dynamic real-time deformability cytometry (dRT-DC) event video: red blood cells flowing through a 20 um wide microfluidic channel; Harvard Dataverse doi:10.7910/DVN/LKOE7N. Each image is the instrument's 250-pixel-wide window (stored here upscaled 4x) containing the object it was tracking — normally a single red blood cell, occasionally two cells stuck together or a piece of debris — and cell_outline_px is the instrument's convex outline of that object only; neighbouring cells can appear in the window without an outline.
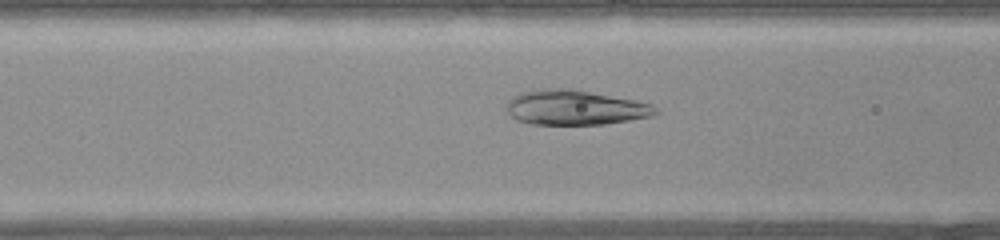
{"species": "common noctule bat (a hibernating species)", "species_latin": "Nyctalus noctula", "temperature_condition": "warm", "stored_images_in_passage": 30, "camera_frame_rate_fps": 3000, "um_per_image_px": 0.085, "animal": {"sex": "female", "body_mass_g": 22.0, "forearm_length_mm": 56.7}, "frame": {"image": 1, "passage_image": 6, "time_ms": 1.667, "image_size_px": [1000, 240], "cell_outline_px": [[660, 112], [652, 116], [604, 124], [532, 124], [516, 120], [504, 108], [508, 100], [512, 96], [520, 92], [544, 88], [572, 88], [636, 100], [652, 104]], "centroid_in_image_um": [48.86, 9.13], "position_along_channel_um": 117.7, "area_um2": 30.52}}
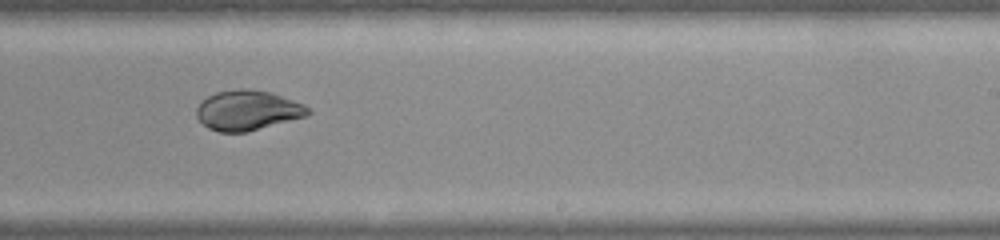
{"frame": {"image": 2, "passage_image": 15, "time_ms": 4.667, "image_size_px": [1000, 240], "cell_outline_px": [[312, 112], [308, 116], [248, 132], [220, 132], [208, 128], [196, 116], [196, 108], [200, 100], [216, 92], [236, 88], [240, 88], [272, 92], [304, 104], [312, 108]], "centroid_in_image_um": [21.07, 9.37], "position_along_channel_um": 267.9, "area_um2": 26.36}}
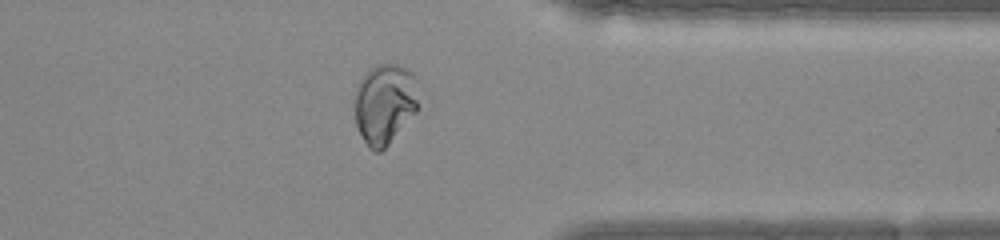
{"frame": {"image": 3, "passage_image": 22, "time_ms": 7.0, "image_size_px": [1000, 240], "cell_outline_px": [[416, 112], [388, 144], [380, 152], [376, 152], [368, 148], [356, 124], [352, 108], [356, 88], [360, 80], [372, 68], [380, 64], [396, 64], [408, 68], [412, 72], [416, 100]], "centroid_in_image_um": [32.63, 8.84], "position_along_channel_um": 378.8, "area_um2": 29.54}}